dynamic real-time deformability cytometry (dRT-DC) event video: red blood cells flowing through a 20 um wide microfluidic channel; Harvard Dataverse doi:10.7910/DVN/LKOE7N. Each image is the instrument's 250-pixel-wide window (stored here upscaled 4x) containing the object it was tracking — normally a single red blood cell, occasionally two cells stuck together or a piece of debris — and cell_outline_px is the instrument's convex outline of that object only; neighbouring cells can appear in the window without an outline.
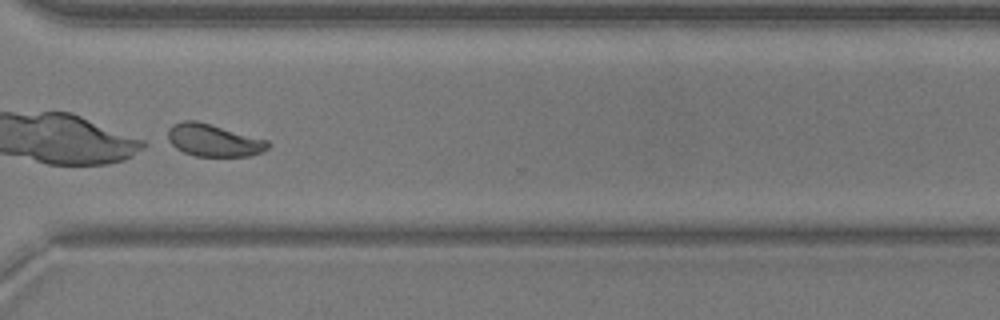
{"species": "common noctule bat (a hibernating species)", "species_latin": "Nyctalus noctula", "temperature_condition": "warm", "stored_images_in_passage": 49, "camera_frame_rate_fps": 3000, "um_per_image_px": 0.085, "animal": {"sex": "male", "body_mass_g": 20.5, "forearm_length_mm": 52.5}, "frame": {"image": 1, "passage_image": 38, "time_ms": 12.333, "image_size_px": [1000, 320], "cell_outline_px": [[268, 148], [264, 152], [252, 156], [196, 156], [184, 152], [176, 148], [168, 140], [168, 128], [172, 124], [184, 120], [196, 120], [268, 140]], "centroid_in_image_um": [18.15, 11.92], "position_along_channel_um": 352.5, "area_um2": 18.9}}